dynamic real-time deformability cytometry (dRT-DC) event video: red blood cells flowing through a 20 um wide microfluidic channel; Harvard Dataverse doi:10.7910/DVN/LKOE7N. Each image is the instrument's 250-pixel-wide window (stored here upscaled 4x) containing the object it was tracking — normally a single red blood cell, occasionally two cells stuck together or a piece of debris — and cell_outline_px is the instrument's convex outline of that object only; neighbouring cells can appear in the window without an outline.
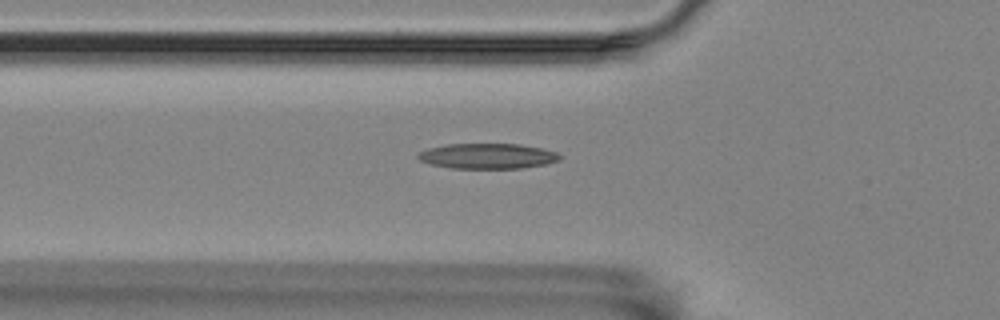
{"species": "Egyptian fruit bat (a non-hibernating species)", "species_latin": "Rousettus aegyptiacus", "temperature_condition": "room temperature", "stored_images_in_passage": 52, "camera_frame_rate_fps": 3000, "um_per_image_px": 0.085, "animal": {"sex": "female"}, "frame": {"image": 1, "passage_image": 19, "time_ms": 6.0, "image_size_px": [1000, 320], "cell_outline_px": [[560, 160], [544, 164], [520, 168], [452, 168], [428, 164], [420, 160], [416, 156], [420, 152], [428, 148], [448, 144], [520, 144], [540, 148], [556, 152], [560, 156]], "centroid_in_image_um": [41.4, 13.26], "position_along_channel_um": 84.4, "area_um2": 20.75}}
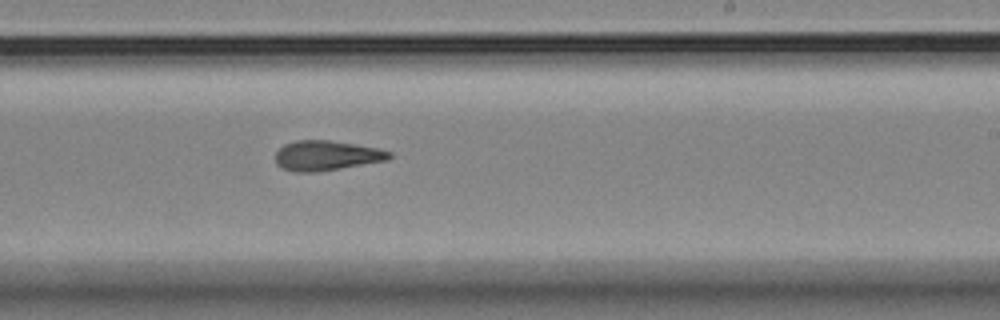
{"frame": {"image": 2, "passage_image": 34, "time_ms": 11.0, "image_size_px": [1000, 320], "cell_outline_px": [[392, 156], [388, 160], [320, 172], [292, 172], [276, 164], [276, 152], [284, 144], [296, 140], [328, 140], [376, 148], [392, 152]], "centroid_in_image_um": [27.74, 13.23], "position_along_channel_um": 261.3, "area_um2": 19.83}}
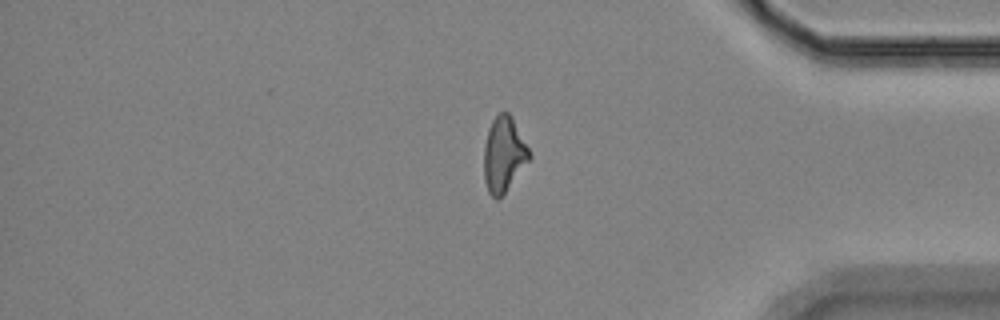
{"frame": {"image": 3, "passage_image": 47, "time_ms": 15.333, "image_size_px": [1000, 320], "cell_outline_px": [[532, 156], [504, 192], [496, 200], [488, 192], [484, 180], [484, 144], [488, 128], [492, 120], [500, 112], [508, 112], [512, 116]], "centroid_in_image_um": [42.8, 13.1], "position_along_channel_um": 392.4, "area_um2": 19.59}}